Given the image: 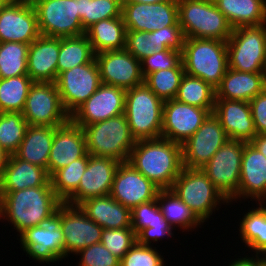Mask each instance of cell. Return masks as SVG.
<instances>
[{
  "instance_id": "6da1fadb",
  "label": "cell",
  "mask_w": 266,
  "mask_h": 266,
  "mask_svg": "<svg viewBox=\"0 0 266 266\" xmlns=\"http://www.w3.org/2000/svg\"><path fill=\"white\" fill-rule=\"evenodd\" d=\"M127 162L159 189H170L184 168L182 145L162 137L138 140Z\"/></svg>"
},
{
  "instance_id": "7a4b0ae2",
  "label": "cell",
  "mask_w": 266,
  "mask_h": 266,
  "mask_svg": "<svg viewBox=\"0 0 266 266\" xmlns=\"http://www.w3.org/2000/svg\"><path fill=\"white\" fill-rule=\"evenodd\" d=\"M63 201L51 182L19 191H0V220L10 222L19 235L54 214Z\"/></svg>"
},
{
  "instance_id": "3957f363",
  "label": "cell",
  "mask_w": 266,
  "mask_h": 266,
  "mask_svg": "<svg viewBox=\"0 0 266 266\" xmlns=\"http://www.w3.org/2000/svg\"><path fill=\"white\" fill-rule=\"evenodd\" d=\"M181 61L185 74L200 78L216 89L228 69L227 42L185 38Z\"/></svg>"
},
{
  "instance_id": "277c9868",
  "label": "cell",
  "mask_w": 266,
  "mask_h": 266,
  "mask_svg": "<svg viewBox=\"0 0 266 266\" xmlns=\"http://www.w3.org/2000/svg\"><path fill=\"white\" fill-rule=\"evenodd\" d=\"M87 152L92 156L127 162L136 140L132 137L125 113L83 127Z\"/></svg>"
},
{
  "instance_id": "5b68a950",
  "label": "cell",
  "mask_w": 266,
  "mask_h": 266,
  "mask_svg": "<svg viewBox=\"0 0 266 266\" xmlns=\"http://www.w3.org/2000/svg\"><path fill=\"white\" fill-rule=\"evenodd\" d=\"M178 19L185 38L227 42L233 30L213 0H179Z\"/></svg>"
},
{
  "instance_id": "8992f818",
  "label": "cell",
  "mask_w": 266,
  "mask_h": 266,
  "mask_svg": "<svg viewBox=\"0 0 266 266\" xmlns=\"http://www.w3.org/2000/svg\"><path fill=\"white\" fill-rule=\"evenodd\" d=\"M163 103L144 83L126 90L125 115L136 141L161 138Z\"/></svg>"
},
{
  "instance_id": "52a82bcc",
  "label": "cell",
  "mask_w": 266,
  "mask_h": 266,
  "mask_svg": "<svg viewBox=\"0 0 266 266\" xmlns=\"http://www.w3.org/2000/svg\"><path fill=\"white\" fill-rule=\"evenodd\" d=\"M171 189L203 223L217 205L229 204L202 169L183 168Z\"/></svg>"
},
{
  "instance_id": "ba28073f",
  "label": "cell",
  "mask_w": 266,
  "mask_h": 266,
  "mask_svg": "<svg viewBox=\"0 0 266 266\" xmlns=\"http://www.w3.org/2000/svg\"><path fill=\"white\" fill-rule=\"evenodd\" d=\"M228 68L239 72L266 71V24L234 28L227 41Z\"/></svg>"
},
{
  "instance_id": "9c48e42d",
  "label": "cell",
  "mask_w": 266,
  "mask_h": 266,
  "mask_svg": "<svg viewBox=\"0 0 266 266\" xmlns=\"http://www.w3.org/2000/svg\"><path fill=\"white\" fill-rule=\"evenodd\" d=\"M19 241L26 256L48 263L64 259V237L61 230V205L58 210L42 220L38 226L26 229Z\"/></svg>"
},
{
  "instance_id": "30bf717a",
  "label": "cell",
  "mask_w": 266,
  "mask_h": 266,
  "mask_svg": "<svg viewBox=\"0 0 266 266\" xmlns=\"http://www.w3.org/2000/svg\"><path fill=\"white\" fill-rule=\"evenodd\" d=\"M37 13L40 35L75 37L85 34L78 14V0L30 2Z\"/></svg>"
},
{
  "instance_id": "8fae6325",
  "label": "cell",
  "mask_w": 266,
  "mask_h": 266,
  "mask_svg": "<svg viewBox=\"0 0 266 266\" xmlns=\"http://www.w3.org/2000/svg\"><path fill=\"white\" fill-rule=\"evenodd\" d=\"M22 114L32 126L60 127L70 120L62 106L57 85L51 82L32 84Z\"/></svg>"
},
{
  "instance_id": "7c38bea8",
  "label": "cell",
  "mask_w": 266,
  "mask_h": 266,
  "mask_svg": "<svg viewBox=\"0 0 266 266\" xmlns=\"http://www.w3.org/2000/svg\"><path fill=\"white\" fill-rule=\"evenodd\" d=\"M244 146L243 141L228 139L202 168L228 201L238 192Z\"/></svg>"
},
{
  "instance_id": "4fadbf2b",
  "label": "cell",
  "mask_w": 266,
  "mask_h": 266,
  "mask_svg": "<svg viewBox=\"0 0 266 266\" xmlns=\"http://www.w3.org/2000/svg\"><path fill=\"white\" fill-rule=\"evenodd\" d=\"M55 83L62 106L71 115L102 84L96 59L62 72Z\"/></svg>"
},
{
  "instance_id": "5bb4252c",
  "label": "cell",
  "mask_w": 266,
  "mask_h": 266,
  "mask_svg": "<svg viewBox=\"0 0 266 266\" xmlns=\"http://www.w3.org/2000/svg\"><path fill=\"white\" fill-rule=\"evenodd\" d=\"M228 139L219 119L210 113L198 130L182 144L184 168L202 169Z\"/></svg>"
},
{
  "instance_id": "9a60e30c",
  "label": "cell",
  "mask_w": 266,
  "mask_h": 266,
  "mask_svg": "<svg viewBox=\"0 0 266 266\" xmlns=\"http://www.w3.org/2000/svg\"><path fill=\"white\" fill-rule=\"evenodd\" d=\"M40 36L37 13L26 0L8 1L0 10V43L31 44Z\"/></svg>"
},
{
  "instance_id": "2e32d148",
  "label": "cell",
  "mask_w": 266,
  "mask_h": 266,
  "mask_svg": "<svg viewBox=\"0 0 266 266\" xmlns=\"http://www.w3.org/2000/svg\"><path fill=\"white\" fill-rule=\"evenodd\" d=\"M126 90L101 84L71 115L70 120L84 127L125 113Z\"/></svg>"
},
{
  "instance_id": "e0dca14e",
  "label": "cell",
  "mask_w": 266,
  "mask_h": 266,
  "mask_svg": "<svg viewBox=\"0 0 266 266\" xmlns=\"http://www.w3.org/2000/svg\"><path fill=\"white\" fill-rule=\"evenodd\" d=\"M210 112L177 101L166 100L163 103V122L161 137L182 145L202 125Z\"/></svg>"
},
{
  "instance_id": "ac0fdd59",
  "label": "cell",
  "mask_w": 266,
  "mask_h": 266,
  "mask_svg": "<svg viewBox=\"0 0 266 266\" xmlns=\"http://www.w3.org/2000/svg\"><path fill=\"white\" fill-rule=\"evenodd\" d=\"M61 230L64 237V258L101 242L103 228L88 218L79 206L61 204Z\"/></svg>"
},
{
  "instance_id": "d6986e66",
  "label": "cell",
  "mask_w": 266,
  "mask_h": 266,
  "mask_svg": "<svg viewBox=\"0 0 266 266\" xmlns=\"http://www.w3.org/2000/svg\"><path fill=\"white\" fill-rule=\"evenodd\" d=\"M121 15L126 30L153 32L179 25L178 2L122 3Z\"/></svg>"
},
{
  "instance_id": "ffe728a7",
  "label": "cell",
  "mask_w": 266,
  "mask_h": 266,
  "mask_svg": "<svg viewBox=\"0 0 266 266\" xmlns=\"http://www.w3.org/2000/svg\"><path fill=\"white\" fill-rule=\"evenodd\" d=\"M101 83L131 89L144 83L140 61L126 49L95 54Z\"/></svg>"
},
{
  "instance_id": "44dd1931",
  "label": "cell",
  "mask_w": 266,
  "mask_h": 266,
  "mask_svg": "<svg viewBox=\"0 0 266 266\" xmlns=\"http://www.w3.org/2000/svg\"><path fill=\"white\" fill-rule=\"evenodd\" d=\"M120 163L113 158L89 154L87 168L81 177L78 188L64 203L78 206L89 198L110 195L114 175Z\"/></svg>"
},
{
  "instance_id": "7402d4cb",
  "label": "cell",
  "mask_w": 266,
  "mask_h": 266,
  "mask_svg": "<svg viewBox=\"0 0 266 266\" xmlns=\"http://www.w3.org/2000/svg\"><path fill=\"white\" fill-rule=\"evenodd\" d=\"M160 189L128 162L118 166L110 196L122 205L132 209L156 199Z\"/></svg>"
},
{
  "instance_id": "603a6c76",
  "label": "cell",
  "mask_w": 266,
  "mask_h": 266,
  "mask_svg": "<svg viewBox=\"0 0 266 266\" xmlns=\"http://www.w3.org/2000/svg\"><path fill=\"white\" fill-rule=\"evenodd\" d=\"M254 199L266 203V157L250 142L244 146L238 192L229 200Z\"/></svg>"
},
{
  "instance_id": "cb8c5ba5",
  "label": "cell",
  "mask_w": 266,
  "mask_h": 266,
  "mask_svg": "<svg viewBox=\"0 0 266 266\" xmlns=\"http://www.w3.org/2000/svg\"><path fill=\"white\" fill-rule=\"evenodd\" d=\"M87 153L86 137L82 127L75 125L71 120L60 127H54L48 160L49 176Z\"/></svg>"
},
{
  "instance_id": "d4e9b609",
  "label": "cell",
  "mask_w": 266,
  "mask_h": 266,
  "mask_svg": "<svg viewBox=\"0 0 266 266\" xmlns=\"http://www.w3.org/2000/svg\"><path fill=\"white\" fill-rule=\"evenodd\" d=\"M213 114L231 140L250 142L257 134L247 101L215 99Z\"/></svg>"
},
{
  "instance_id": "484cf974",
  "label": "cell",
  "mask_w": 266,
  "mask_h": 266,
  "mask_svg": "<svg viewBox=\"0 0 266 266\" xmlns=\"http://www.w3.org/2000/svg\"><path fill=\"white\" fill-rule=\"evenodd\" d=\"M59 51L60 37L40 35L36 38L28 49V76L34 82L55 83Z\"/></svg>"
},
{
  "instance_id": "4316f807",
  "label": "cell",
  "mask_w": 266,
  "mask_h": 266,
  "mask_svg": "<svg viewBox=\"0 0 266 266\" xmlns=\"http://www.w3.org/2000/svg\"><path fill=\"white\" fill-rule=\"evenodd\" d=\"M131 228L137 236V242L146 246H151L152 242L166 235L173 237L174 230L163 217L156 199L131 209Z\"/></svg>"
},
{
  "instance_id": "83f0119b",
  "label": "cell",
  "mask_w": 266,
  "mask_h": 266,
  "mask_svg": "<svg viewBox=\"0 0 266 266\" xmlns=\"http://www.w3.org/2000/svg\"><path fill=\"white\" fill-rule=\"evenodd\" d=\"M266 89V73L239 72L228 68L215 89V99L249 102Z\"/></svg>"
},
{
  "instance_id": "f1b7e54d",
  "label": "cell",
  "mask_w": 266,
  "mask_h": 266,
  "mask_svg": "<svg viewBox=\"0 0 266 266\" xmlns=\"http://www.w3.org/2000/svg\"><path fill=\"white\" fill-rule=\"evenodd\" d=\"M85 215L103 229L131 227V209L110 195L89 198L78 205Z\"/></svg>"
},
{
  "instance_id": "f546056e",
  "label": "cell",
  "mask_w": 266,
  "mask_h": 266,
  "mask_svg": "<svg viewBox=\"0 0 266 266\" xmlns=\"http://www.w3.org/2000/svg\"><path fill=\"white\" fill-rule=\"evenodd\" d=\"M50 181L46 169L10 155L0 176V191H19L26 188L45 186Z\"/></svg>"
},
{
  "instance_id": "4dcf8cb0",
  "label": "cell",
  "mask_w": 266,
  "mask_h": 266,
  "mask_svg": "<svg viewBox=\"0 0 266 266\" xmlns=\"http://www.w3.org/2000/svg\"><path fill=\"white\" fill-rule=\"evenodd\" d=\"M54 138V127L29 125L15 155L48 172V160Z\"/></svg>"
},
{
  "instance_id": "1f68e13d",
  "label": "cell",
  "mask_w": 266,
  "mask_h": 266,
  "mask_svg": "<svg viewBox=\"0 0 266 266\" xmlns=\"http://www.w3.org/2000/svg\"><path fill=\"white\" fill-rule=\"evenodd\" d=\"M231 27L266 24V0H213Z\"/></svg>"
},
{
  "instance_id": "d6a6232c",
  "label": "cell",
  "mask_w": 266,
  "mask_h": 266,
  "mask_svg": "<svg viewBox=\"0 0 266 266\" xmlns=\"http://www.w3.org/2000/svg\"><path fill=\"white\" fill-rule=\"evenodd\" d=\"M85 35L95 54L126 48V27L122 15L100 20L90 26Z\"/></svg>"
},
{
  "instance_id": "836d02e7",
  "label": "cell",
  "mask_w": 266,
  "mask_h": 266,
  "mask_svg": "<svg viewBox=\"0 0 266 266\" xmlns=\"http://www.w3.org/2000/svg\"><path fill=\"white\" fill-rule=\"evenodd\" d=\"M156 200L163 217L174 227L182 228L183 231L198 228L203 222L195 213L170 189H160ZM177 225V226H176Z\"/></svg>"
},
{
  "instance_id": "e575fe53",
  "label": "cell",
  "mask_w": 266,
  "mask_h": 266,
  "mask_svg": "<svg viewBox=\"0 0 266 266\" xmlns=\"http://www.w3.org/2000/svg\"><path fill=\"white\" fill-rule=\"evenodd\" d=\"M95 53L85 34L75 37L60 38V51L57 63L58 76L71 68L91 62Z\"/></svg>"
},
{
  "instance_id": "d590c367",
  "label": "cell",
  "mask_w": 266,
  "mask_h": 266,
  "mask_svg": "<svg viewBox=\"0 0 266 266\" xmlns=\"http://www.w3.org/2000/svg\"><path fill=\"white\" fill-rule=\"evenodd\" d=\"M259 207L248 210L240 221L239 234L245 247L258 254L266 247V205L257 203Z\"/></svg>"
},
{
  "instance_id": "8d00e7d4",
  "label": "cell",
  "mask_w": 266,
  "mask_h": 266,
  "mask_svg": "<svg viewBox=\"0 0 266 266\" xmlns=\"http://www.w3.org/2000/svg\"><path fill=\"white\" fill-rule=\"evenodd\" d=\"M33 83L28 75L0 78V113H22Z\"/></svg>"
},
{
  "instance_id": "74e56055",
  "label": "cell",
  "mask_w": 266,
  "mask_h": 266,
  "mask_svg": "<svg viewBox=\"0 0 266 266\" xmlns=\"http://www.w3.org/2000/svg\"><path fill=\"white\" fill-rule=\"evenodd\" d=\"M175 99L185 104L205 108L210 113H213L215 88L200 78L185 74Z\"/></svg>"
},
{
  "instance_id": "f35d334b",
  "label": "cell",
  "mask_w": 266,
  "mask_h": 266,
  "mask_svg": "<svg viewBox=\"0 0 266 266\" xmlns=\"http://www.w3.org/2000/svg\"><path fill=\"white\" fill-rule=\"evenodd\" d=\"M89 153L60 168L50 176L51 186L55 194L64 202L79 186L86 171Z\"/></svg>"
},
{
  "instance_id": "ab89813d",
  "label": "cell",
  "mask_w": 266,
  "mask_h": 266,
  "mask_svg": "<svg viewBox=\"0 0 266 266\" xmlns=\"http://www.w3.org/2000/svg\"><path fill=\"white\" fill-rule=\"evenodd\" d=\"M29 44L21 42L0 43V78L28 75Z\"/></svg>"
},
{
  "instance_id": "60d3db41",
  "label": "cell",
  "mask_w": 266,
  "mask_h": 266,
  "mask_svg": "<svg viewBox=\"0 0 266 266\" xmlns=\"http://www.w3.org/2000/svg\"><path fill=\"white\" fill-rule=\"evenodd\" d=\"M28 126L22 113H0V146L10 155H14Z\"/></svg>"
},
{
  "instance_id": "b9f144b4",
  "label": "cell",
  "mask_w": 266,
  "mask_h": 266,
  "mask_svg": "<svg viewBox=\"0 0 266 266\" xmlns=\"http://www.w3.org/2000/svg\"><path fill=\"white\" fill-rule=\"evenodd\" d=\"M122 4L118 0H78V14L84 31L103 19L120 17Z\"/></svg>"
},
{
  "instance_id": "7bdbcfd3",
  "label": "cell",
  "mask_w": 266,
  "mask_h": 266,
  "mask_svg": "<svg viewBox=\"0 0 266 266\" xmlns=\"http://www.w3.org/2000/svg\"><path fill=\"white\" fill-rule=\"evenodd\" d=\"M184 75V68L160 70L147 75L144 84L163 101L175 99Z\"/></svg>"
},
{
  "instance_id": "ee69618b",
  "label": "cell",
  "mask_w": 266,
  "mask_h": 266,
  "mask_svg": "<svg viewBox=\"0 0 266 266\" xmlns=\"http://www.w3.org/2000/svg\"><path fill=\"white\" fill-rule=\"evenodd\" d=\"M136 241L137 236L131 227L102 230L101 243L120 260Z\"/></svg>"
},
{
  "instance_id": "f6af8a7d",
  "label": "cell",
  "mask_w": 266,
  "mask_h": 266,
  "mask_svg": "<svg viewBox=\"0 0 266 266\" xmlns=\"http://www.w3.org/2000/svg\"><path fill=\"white\" fill-rule=\"evenodd\" d=\"M140 65L143 78L160 70L183 68L181 51L166 49L154 52L151 56L142 59Z\"/></svg>"
},
{
  "instance_id": "bcb514c9",
  "label": "cell",
  "mask_w": 266,
  "mask_h": 266,
  "mask_svg": "<svg viewBox=\"0 0 266 266\" xmlns=\"http://www.w3.org/2000/svg\"><path fill=\"white\" fill-rule=\"evenodd\" d=\"M152 246L142 245L136 241L120 260V266H165L164 257Z\"/></svg>"
},
{
  "instance_id": "7dc6e473",
  "label": "cell",
  "mask_w": 266,
  "mask_h": 266,
  "mask_svg": "<svg viewBox=\"0 0 266 266\" xmlns=\"http://www.w3.org/2000/svg\"><path fill=\"white\" fill-rule=\"evenodd\" d=\"M154 31L126 30V50L136 59L151 56L155 52Z\"/></svg>"
},
{
  "instance_id": "c3c4849f",
  "label": "cell",
  "mask_w": 266,
  "mask_h": 266,
  "mask_svg": "<svg viewBox=\"0 0 266 266\" xmlns=\"http://www.w3.org/2000/svg\"><path fill=\"white\" fill-rule=\"evenodd\" d=\"M78 266H120V259L114 256L101 242L81 249Z\"/></svg>"
},
{
  "instance_id": "681fc988",
  "label": "cell",
  "mask_w": 266,
  "mask_h": 266,
  "mask_svg": "<svg viewBox=\"0 0 266 266\" xmlns=\"http://www.w3.org/2000/svg\"><path fill=\"white\" fill-rule=\"evenodd\" d=\"M184 34L180 25H171L154 31L155 52L166 49L182 51Z\"/></svg>"
},
{
  "instance_id": "f907efd6",
  "label": "cell",
  "mask_w": 266,
  "mask_h": 266,
  "mask_svg": "<svg viewBox=\"0 0 266 266\" xmlns=\"http://www.w3.org/2000/svg\"><path fill=\"white\" fill-rule=\"evenodd\" d=\"M256 134H266V89L249 101Z\"/></svg>"
},
{
  "instance_id": "816d5d0a",
  "label": "cell",
  "mask_w": 266,
  "mask_h": 266,
  "mask_svg": "<svg viewBox=\"0 0 266 266\" xmlns=\"http://www.w3.org/2000/svg\"><path fill=\"white\" fill-rule=\"evenodd\" d=\"M256 258L253 257H243V258H238V260H234L231 262L228 266H265L261 259L259 258L258 254H255Z\"/></svg>"
},
{
  "instance_id": "f5cc1de1",
  "label": "cell",
  "mask_w": 266,
  "mask_h": 266,
  "mask_svg": "<svg viewBox=\"0 0 266 266\" xmlns=\"http://www.w3.org/2000/svg\"><path fill=\"white\" fill-rule=\"evenodd\" d=\"M250 143L266 157V134H257Z\"/></svg>"
},
{
  "instance_id": "db71d44e",
  "label": "cell",
  "mask_w": 266,
  "mask_h": 266,
  "mask_svg": "<svg viewBox=\"0 0 266 266\" xmlns=\"http://www.w3.org/2000/svg\"><path fill=\"white\" fill-rule=\"evenodd\" d=\"M10 154L6 152L1 146H0V176L2 175L8 160H9Z\"/></svg>"
},
{
  "instance_id": "11a10c76",
  "label": "cell",
  "mask_w": 266,
  "mask_h": 266,
  "mask_svg": "<svg viewBox=\"0 0 266 266\" xmlns=\"http://www.w3.org/2000/svg\"><path fill=\"white\" fill-rule=\"evenodd\" d=\"M179 0H123L122 3H142V4H153L160 2H178Z\"/></svg>"
},
{
  "instance_id": "9f6ffc18",
  "label": "cell",
  "mask_w": 266,
  "mask_h": 266,
  "mask_svg": "<svg viewBox=\"0 0 266 266\" xmlns=\"http://www.w3.org/2000/svg\"><path fill=\"white\" fill-rule=\"evenodd\" d=\"M260 254V255H259ZM260 257L261 261L263 262V264L266 266V247L263 248L259 253H258Z\"/></svg>"
},
{
  "instance_id": "6f0895ef",
  "label": "cell",
  "mask_w": 266,
  "mask_h": 266,
  "mask_svg": "<svg viewBox=\"0 0 266 266\" xmlns=\"http://www.w3.org/2000/svg\"><path fill=\"white\" fill-rule=\"evenodd\" d=\"M8 2V0H0V10Z\"/></svg>"
},
{
  "instance_id": "680465c9",
  "label": "cell",
  "mask_w": 266,
  "mask_h": 266,
  "mask_svg": "<svg viewBox=\"0 0 266 266\" xmlns=\"http://www.w3.org/2000/svg\"><path fill=\"white\" fill-rule=\"evenodd\" d=\"M40 1H46V0H29V2H40Z\"/></svg>"
}]
</instances>
